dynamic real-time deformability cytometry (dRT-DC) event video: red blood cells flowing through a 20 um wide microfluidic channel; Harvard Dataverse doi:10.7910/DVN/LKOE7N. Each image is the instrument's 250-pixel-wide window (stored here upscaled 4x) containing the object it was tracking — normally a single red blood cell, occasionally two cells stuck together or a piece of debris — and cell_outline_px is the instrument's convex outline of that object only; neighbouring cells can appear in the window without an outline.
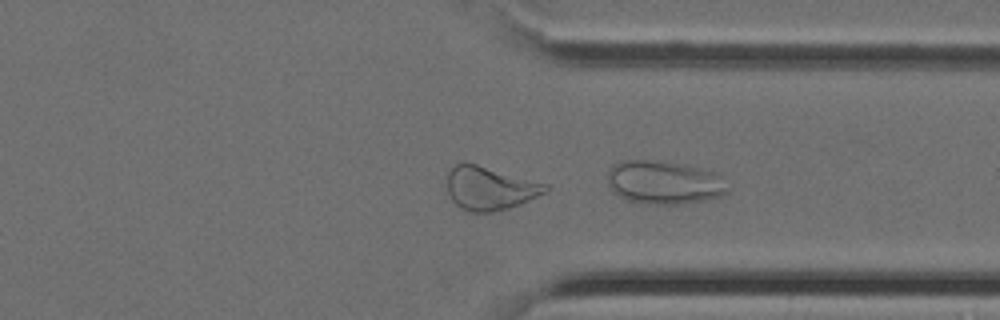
{"species": "Egyptian fruit bat (a non-hibernating species)", "species_latin": "Rousettus aegyptiacus", "temperature_condition": "cold", "stored_images_in_passage": 35, "camera_frame_rate_fps": 3000, "um_per_image_px": 0.085, "animal": {"sex": "female"}, "frame": {"image": 1, "passage_image": 30, "time_ms": 9.667, "image_size_px": [1000, 320], "cell_outline_px": [[728, 192], [720, 196], [704, 200], [680, 204], [652, 204], [624, 200], [612, 192], [608, 184], [608, 172], [612, 164], [620, 160], [648, 160], [684, 164], [716, 172], [728, 188]], "centroid_in_image_um": [56.39, 15.51], "position_along_channel_um": 355.0, "area_um2": 30.52}}